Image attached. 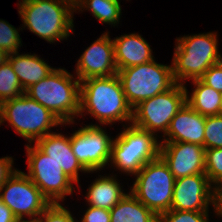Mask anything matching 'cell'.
Listing matches in <instances>:
<instances>
[{
	"label": "cell",
	"mask_w": 222,
	"mask_h": 222,
	"mask_svg": "<svg viewBox=\"0 0 222 222\" xmlns=\"http://www.w3.org/2000/svg\"><path fill=\"white\" fill-rule=\"evenodd\" d=\"M85 112V113H84ZM84 113V114H83ZM89 114L97 124L92 126L131 124L132 108L128 104L118 75L93 77L80 81V112L78 117Z\"/></svg>",
	"instance_id": "6da1fadb"
},
{
	"label": "cell",
	"mask_w": 222,
	"mask_h": 222,
	"mask_svg": "<svg viewBox=\"0 0 222 222\" xmlns=\"http://www.w3.org/2000/svg\"><path fill=\"white\" fill-rule=\"evenodd\" d=\"M17 6L22 30L27 27L50 44L74 33L75 0H20Z\"/></svg>",
	"instance_id": "7a4b0ae2"
},
{
	"label": "cell",
	"mask_w": 222,
	"mask_h": 222,
	"mask_svg": "<svg viewBox=\"0 0 222 222\" xmlns=\"http://www.w3.org/2000/svg\"><path fill=\"white\" fill-rule=\"evenodd\" d=\"M74 75L57 67L25 93L50 110L63 124L73 125L80 112V80Z\"/></svg>",
	"instance_id": "3957f363"
},
{
	"label": "cell",
	"mask_w": 222,
	"mask_h": 222,
	"mask_svg": "<svg viewBox=\"0 0 222 222\" xmlns=\"http://www.w3.org/2000/svg\"><path fill=\"white\" fill-rule=\"evenodd\" d=\"M172 59L176 83L200 79L212 66L222 61L218 49L217 32L199 33L177 37Z\"/></svg>",
	"instance_id": "277c9868"
},
{
	"label": "cell",
	"mask_w": 222,
	"mask_h": 222,
	"mask_svg": "<svg viewBox=\"0 0 222 222\" xmlns=\"http://www.w3.org/2000/svg\"><path fill=\"white\" fill-rule=\"evenodd\" d=\"M122 126L123 130L113 139L108 167L135 176L147 162L159 157L161 143L151 132L132 124Z\"/></svg>",
	"instance_id": "5b68a950"
},
{
	"label": "cell",
	"mask_w": 222,
	"mask_h": 222,
	"mask_svg": "<svg viewBox=\"0 0 222 222\" xmlns=\"http://www.w3.org/2000/svg\"><path fill=\"white\" fill-rule=\"evenodd\" d=\"M2 124L8 122L15 133L29 144L53 132L52 128L63 124L50 110L42 106L25 92L0 104Z\"/></svg>",
	"instance_id": "8992f818"
},
{
	"label": "cell",
	"mask_w": 222,
	"mask_h": 222,
	"mask_svg": "<svg viewBox=\"0 0 222 222\" xmlns=\"http://www.w3.org/2000/svg\"><path fill=\"white\" fill-rule=\"evenodd\" d=\"M128 104L136 105L172 88L176 81L172 65L157 63L156 60L127 67L117 71Z\"/></svg>",
	"instance_id": "52a82bcc"
},
{
	"label": "cell",
	"mask_w": 222,
	"mask_h": 222,
	"mask_svg": "<svg viewBox=\"0 0 222 222\" xmlns=\"http://www.w3.org/2000/svg\"><path fill=\"white\" fill-rule=\"evenodd\" d=\"M130 192L158 217L171 210L175 178L159 156L147 162L134 176Z\"/></svg>",
	"instance_id": "ba28073f"
},
{
	"label": "cell",
	"mask_w": 222,
	"mask_h": 222,
	"mask_svg": "<svg viewBox=\"0 0 222 222\" xmlns=\"http://www.w3.org/2000/svg\"><path fill=\"white\" fill-rule=\"evenodd\" d=\"M186 85L176 83L169 90L142 101L132 109L131 124L155 134L164 136L172 118L186 103Z\"/></svg>",
	"instance_id": "9c48e42d"
},
{
	"label": "cell",
	"mask_w": 222,
	"mask_h": 222,
	"mask_svg": "<svg viewBox=\"0 0 222 222\" xmlns=\"http://www.w3.org/2000/svg\"><path fill=\"white\" fill-rule=\"evenodd\" d=\"M28 173L31 181L40 189L50 203H62L74 193V181L59 165L43 153L34 143L25 145Z\"/></svg>",
	"instance_id": "30bf717a"
},
{
	"label": "cell",
	"mask_w": 222,
	"mask_h": 222,
	"mask_svg": "<svg viewBox=\"0 0 222 222\" xmlns=\"http://www.w3.org/2000/svg\"><path fill=\"white\" fill-rule=\"evenodd\" d=\"M0 198L19 222H34L51 204L31 179L20 170L0 187Z\"/></svg>",
	"instance_id": "8fae6325"
},
{
	"label": "cell",
	"mask_w": 222,
	"mask_h": 222,
	"mask_svg": "<svg viewBox=\"0 0 222 222\" xmlns=\"http://www.w3.org/2000/svg\"><path fill=\"white\" fill-rule=\"evenodd\" d=\"M113 137L102 126L85 125L70 135L74 155L88 171H101L109 164Z\"/></svg>",
	"instance_id": "7c38bea8"
},
{
	"label": "cell",
	"mask_w": 222,
	"mask_h": 222,
	"mask_svg": "<svg viewBox=\"0 0 222 222\" xmlns=\"http://www.w3.org/2000/svg\"><path fill=\"white\" fill-rule=\"evenodd\" d=\"M214 186L206 174H194L175 180L171 210L209 212L213 206Z\"/></svg>",
	"instance_id": "4fadbf2b"
},
{
	"label": "cell",
	"mask_w": 222,
	"mask_h": 222,
	"mask_svg": "<svg viewBox=\"0 0 222 222\" xmlns=\"http://www.w3.org/2000/svg\"><path fill=\"white\" fill-rule=\"evenodd\" d=\"M109 33L104 31L77 60L74 74L80 81L117 74L114 43Z\"/></svg>",
	"instance_id": "5bb4252c"
},
{
	"label": "cell",
	"mask_w": 222,
	"mask_h": 222,
	"mask_svg": "<svg viewBox=\"0 0 222 222\" xmlns=\"http://www.w3.org/2000/svg\"><path fill=\"white\" fill-rule=\"evenodd\" d=\"M159 156L175 179L205 174V148L186 142H160Z\"/></svg>",
	"instance_id": "9a60e30c"
},
{
	"label": "cell",
	"mask_w": 222,
	"mask_h": 222,
	"mask_svg": "<svg viewBox=\"0 0 222 222\" xmlns=\"http://www.w3.org/2000/svg\"><path fill=\"white\" fill-rule=\"evenodd\" d=\"M43 153L54 160L64 173L71 178L75 184H79V172L94 173L88 171L76 158L72 151L70 135L51 132L34 143Z\"/></svg>",
	"instance_id": "2e32d148"
},
{
	"label": "cell",
	"mask_w": 222,
	"mask_h": 222,
	"mask_svg": "<svg viewBox=\"0 0 222 222\" xmlns=\"http://www.w3.org/2000/svg\"><path fill=\"white\" fill-rule=\"evenodd\" d=\"M206 117L187 103L172 118L160 142H186L204 147Z\"/></svg>",
	"instance_id": "e0dca14e"
},
{
	"label": "cell",
	"mask_w": 222,
	"mask_h": 222,
	"mask_svg": "<svg viewBox=\"0 0 222 222\" xmlns=\"http://www.w3.org/2000/svg\"><path fill=\"white\" fill-rule=\"evenodd\" d=\"M112 40L117 70L144 64L155 59L150 44L141 34H124Z\"/></svg>",
	"instance_id": "ac0fdd59"
},
{
	"label": "cell",
	"mask_w": 222,
	"mask_h": 222,
	"mask_svg": "<svg viewBox=\"0 0 222 222\" xmlns=\"http://www.w3.org/2000/svg\"><path fill=\"white\" fill-rule=\"evenodd\" d=\"M7 60L10 62L24 91L47 77L55 69L48 65L43 58L38 57L36 53L20 54L15 52L8 54Z\"/></svg>",
	"instance_id": "d6986e66"
},
{
	"label": "cell",
	"mask_w": 222,
	"mask_h": 222,
	"mask_svg": "<svg viewBox=\"0 0 222 222\" xmlns=\"http://www.w3.org/2000/svg\"><path fill=\"white\" fill-rule=\"evenodd\" d=\"M98 176L87 189L86 205L111 210L128 192L124 191L116 174Z\"/></svg>",
	"instance_id": "ffe728a7"
},
{
	"label": "cell",
	"mask_w": 222,
	"mask_h": 222,
	"mask_svg": "<svg viewBox=\"0 0 222 222\" xmlns=\"http://www.w3.org/2000/svg\"><path fill=\"white\" fill-rule=\"evenodd\" d=\"M193 90L189 95L186 87V103L202 116L221 114V92L204 84L200 79L192 80Z\"/></svg>",
	"instance_id": "44dd1931"
},
{
	"label": "cell",
	"mask_w": 222,
	"mask_h": 222,
	"mask_svg": "<svg viewBox=\"0 0 222 222\" xmlns=\"http://www.w3.org/2000/svg\"><path fill=\"white\" fill-rule=\"evenodd\" d=\"M111 210V222H159V217L145 207L130 191Z\"/></svg>",
	"instance_id": "7402d4cb"
},
{
	"label": "cell",
	"mask_w": 222,
	"mask_h": 222,
	"mask_svg": "<svg viewBox=\"0 0 222 222\" xmlns=\"http://www.w3.org/2000/svg\"><path fill=\"white\" fill-rule=\"evenodd\" d=\"M121 7L120 0H75V13L88 10L99 22L111 27H118L122 15Z\"/></svg>",
	"instance_id": "603a6c76"
},
{
	"label": "cell",
	"mask_w": 222,
	"mask_h": 222,
	"mask_svg": "<svg viewBox=\"0 0 222 222\" xmlns=\"http://www.w3.org/2000/svg\"><path fill=\"white\" fill-rule=\"evenodd\" d=\"M24 92L10 62L6 60L0 65V104L21 96Z\"/></svg>",
	"instance_id": "cb8c5ba5"
},
{
	"label": "cell",
	"mask_w": 222,
	"mask_h": 222,
	"mask_svg": "<svg viewBox=\"0 0 222 222\" xmlns=\"http://www.w3.org/2000/svg\"><path fill=\"white\" fill-rule=\"evenodd\" d=\"M20 30H22L21 27L16 29L6 20L0 19V49L7 54L19 52L18 50L22 46V38L19 35Z\"/></svg>",
	"instance_id": "d4e9b609"
},
{
	"label": "cell",
	"mask_w": 222,
	"mask_h": 222,
	"mask_svg": "<svg viewBox=\"0 0 222 222\" xmlns=\"http://www.w3.org/2000/svg\"><path fill=\"white\" fill-rule=\"evenodd\" d=\"M204 148H222V114L206 116Z\"/></svg>",
	"instance_id": "484cf974"
},
{
	"label": "cell",
	"mask_w": 222,
	"mask_h": 222,
	"mask_svg": "<svg viewBox=\"0 0 222 222\" xmlns=\"http://www.w3.org/2000/svg\"><path fill=\"white\" fill-rule=\"evenodd\" d=\"M205 174L213 186L222 179V148L205 150Z\"/></svg>",
	"instance_id": "4316f807"
},
{
	"label": "cell",
	"mask_w": 222,
	"mask_h": 222,
	"mask_svg": "<svg viewBox=\"0 0 222 222\" xmlns=\"http://www.w3.org/2000/svg\"><path fill=\"white\" fill-rule=\"evenodd\" d=\"M34 222H79L62 203H51Z\"/></svg>",
	"instance_id": "83f0119b"
},
{
	"label": "cell",
	"mask_w": 222,
	"mask_h": 222,
	"mask_svg": "<svg viewBox=\"0 0 222 222\" xmlns=\"http://www.w3.org/2000/svg\"><path fill=\"white\" fill-rule=\"evenodd\" d=\"M209 212L169 210L159 216V222H210Z\"/></svg>",
	"instance_id": "f1b7e54d"
},
{
	"label": "cell",
	"mask_w": 222,
	"mask_h": 222,
	"mask_svg": "<svg viewBox=\"0 0 222 222\" xmlns=\"http://www.w3.org/2000/svg\"><path fill=\"white\" fill-rule=\"evenodd\" d=\"M200 80L216 91L222 92V61L212 65L200 78Z\"/></svg>",
	"instance_id": "f546056e"
},
{
	"label": "cell",
	"mask_w": 222,
	"mask_h": 222,
	"mask_svg": "<svg viewBox=\"0 0 222 222\" xmlns=\"http://www.w3.org/2000/svg\"><path fill=\"white\" fill-rule=\"evenodd\" d=\"M87 206L79 222H111L110 210Z\"/></svg>",
	"instance_id": "4dcf8cb0"
},
{
	"label": "cell",
	"mask_w": 222,
	"mask_h": 222,
	"mask_svg": "<svg viewBox=\"0 0 222 222\" xmlns=\"http://www.w3.org/2000/svg\"><path fill=\"white\" fill-rule=\"evenodd\" d=\"M14 158L5 156L0 158V187L16 172L17 168L13 167Z\"/></svg>",
	"instance_id": "1f68e13d"
},
{
	"label": "cell",
	"mask_w": 222,
	"mask_h": 222,
	"mask_svg": "<svg viewBox=\"0 0 222 222\" xmlns=\"http://www.w3.org/2000/svg\"><path fill=\"white\" fill-rule=\"evenodd\" d=\"M0 222H19L12 211L3 203L0 198Z\"/></svg>",
	"instance_id": "d6a6232c"
},
{
	"label": "cell",
	"mask_w": 222,
	"mask_h": 222,
	"mask_svg": "<svg viewBox=\"0 0 222 222\" xmlns=\"http://www.w3.org/2000/svg\"><path fill=\"white\" fill-rule=\"evenodd\" d=\"M212 208L215 212L214 214L217 215V217H222V198H214Z\"/></svg>",
	"instance_id": "836d02e7"
},
{
	"label": "cell",
	"mask_w": 222,
	"mask_h": 222,
	"mask_svg": "<svg viewBox=\"0 0 222 222\" xmlns=\"http://www.w3.org/2000/svg\"><path fill=\"white\" fill-rule=\"evenodd\" d=\"M214 198H222V179L214 185Z\"/></svg>",
	"instance_id": "e575fe53"
},
{
	"label": "cell",
	"mask_w": 222,
	"mask_h": 222,
	"mask_svg": "<svg viewBox=\"0 0 222 222\" xmlns=\"http://www.w3.org/2000/svg\"><path fill=\"white\" fill-rule=\"evenodd\" d=\"M8 58V54L0 49V65H2Z\"/></svg>",
	"instance_id": "d590c367"
},
{
	"label": "cell",
	"mask_w": 222,
	"mask_h": 222,
	"mask_svg": "<svg viewBox=\"0 0 222 222\" xmlns=\"http://www.w3.org/2000/svg\"><path fill=\"white\" fill-rule=\"evenodd\" d=\"M0 125H2V119H1V107H0Z\"/></svg>",
	"instance_id": "8d00e7d4"
},
{
	"label": "cell",
	"mask_w": 222,
	"mask_h": 222,
	"mask_svg": "<svg viewBox=\"0 0 222 222\" xmlns=\"http://www.w3.org/2000/svg\"><path fill=\"white\" fill-rule=\"evenodd\" d=\"M221 114H222V92H221Z\"/></svg>",
	"instance_id": "74e56055"
}]
</instances>
